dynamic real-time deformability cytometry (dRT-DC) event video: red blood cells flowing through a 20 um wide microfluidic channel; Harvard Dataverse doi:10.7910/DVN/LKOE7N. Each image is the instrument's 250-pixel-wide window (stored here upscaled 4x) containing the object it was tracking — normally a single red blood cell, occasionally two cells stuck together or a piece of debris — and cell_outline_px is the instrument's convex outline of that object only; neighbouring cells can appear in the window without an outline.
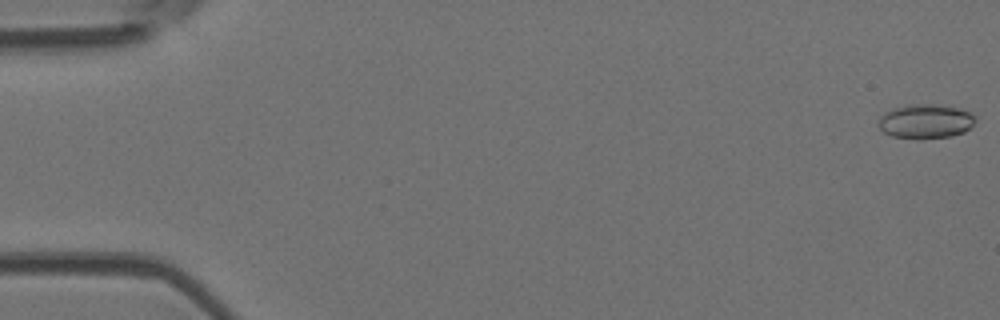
{"species": "Egyptian fruit bat (a non-hibernating species)", "species_latin": "Rousettus aegyptiacus", "temperature_condition": "room temperature", "stored_images_in_passage": 6, "camera_frame_rate_fps": 3000, "um_per_image_px": 0.085, "animal": {"sex": "female"}, "frame": {"image": 1, "passage_image": 1, "time_ms": 0.0, "image_size_px": [1000, 320], "cell_outline_px": [[980, 116], [964, 132], [952, 136], [920, 140], [916, 140], [892, 136], [884, 132], [880, 128], [880, 116], [884, 112], [892, 108], [904, 104], [936, 104], [960, 108]], "centroid_in_image_um": [78.7, 10.31], "position_along_channel_um": 6.3, "area_um2": 19.88}}
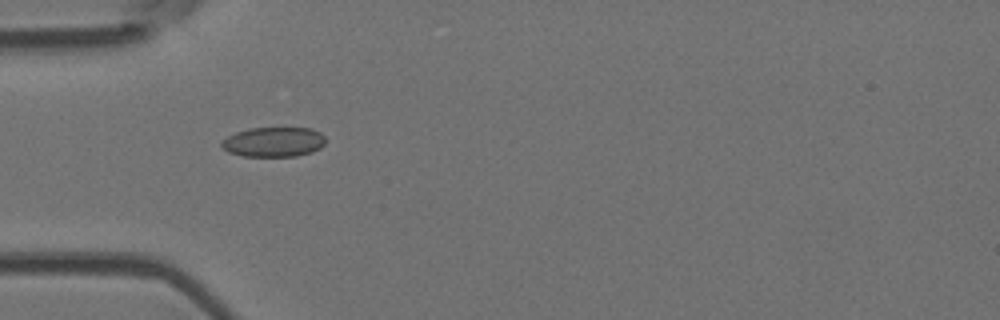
{"frame": {"image": 2, "passage_image": 5, "time_ms": 5.333, "image_size_px": [1000, 320], "cell_outline_px": [[324, 144], [320, 148], [312, 152], [296, 156], [244, 156], [228, 152], [220, 148], [220, 140], [236, 132], [248, 128], [312, 128], [320, 132], [324, 136]], "centroid_in_image_um": [23.22, 12.06], "position_along_channel_um": 61.8, "area_um2": 18.21}}
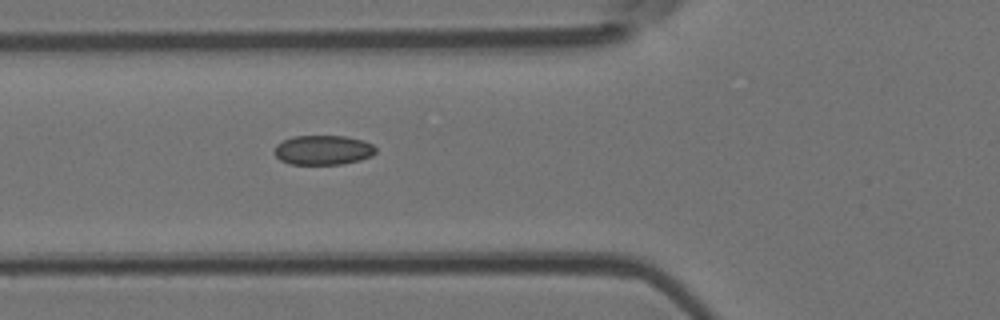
{"frame": {"image": 3, "passage_image": 6, "time_ms": 6.333, "image_size_px": [1000, 320], "cell_outline_px": [[376, 152], [372, 156], [360, 160], [340, 164], [288, 164], [280, 160], [272, 152], [276, 144], [292, 136], [344, 136], [364, 140], [372, 144], [376, 148]], "centroid_in_image_um": [27.44, 12.75], "position_along_channel_um": 98.4, "area_um2": 17.63}}